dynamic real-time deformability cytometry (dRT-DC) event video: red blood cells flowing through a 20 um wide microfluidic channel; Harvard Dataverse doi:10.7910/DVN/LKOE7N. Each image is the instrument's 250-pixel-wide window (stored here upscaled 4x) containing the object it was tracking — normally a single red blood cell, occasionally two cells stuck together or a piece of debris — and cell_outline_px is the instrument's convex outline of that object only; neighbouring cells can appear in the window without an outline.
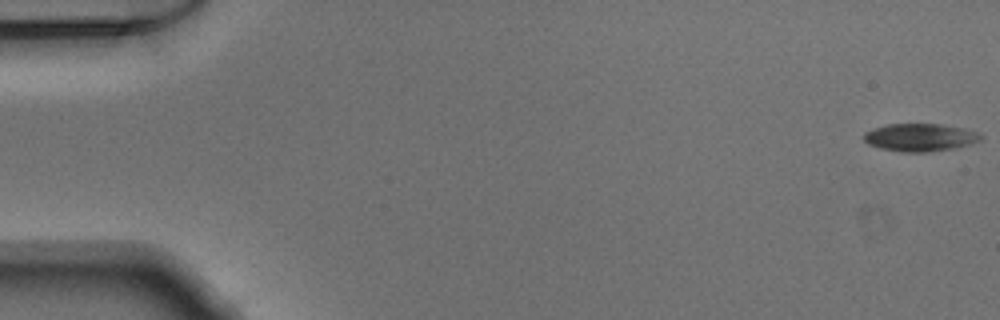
{"species": "Egyptian fruit bat (a non-hibernating species)", "species_latin": "Rousettus aegyptiacus", "temperature_condition": "warm", "stored_images_in_passage": 51, "camera_frame_rate_fps": 3000, "um_per_image_px": 0.085, "animal": {"sex": "male"}, "frame": {"image": 1, "passage_image": 1, "time_ms": 0.0, "image_size_px": [1000, 320], "cell_outline_px": [[984, 136], [980, 140], [972, 144], [956, 148], [928, 152], [900, 152], [880, 148], [868, 144], [864, 140], [864, 132], [872, 128], [888, 124], [940, 124], [964, 128], [980, 132]], "centroid_in_image_um": [78.24, 11.68], "position_along_channel_um": 6.8, "area_um2": 19.19}}
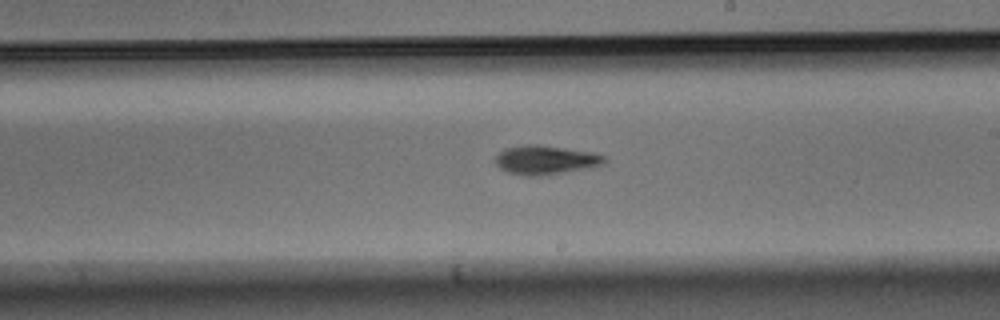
{"frame": {"image": 2, "passage_image": 30, "time_ms": 9.667, "image_size_px": [1000, 320], "cell_outline_px": [[608, 164], [592, 168], [540, 176], [524, 176], [508, 172], [500, 168], [496, 164], [496, 156], [504, 148], [524, 144], [536, 144], [596, 152], [604, 156], [608, 160]], "centroid_in_image_um": [46.45, 13.6], "position_along_channel_um": 242.5, "area_um2": 18.9}}
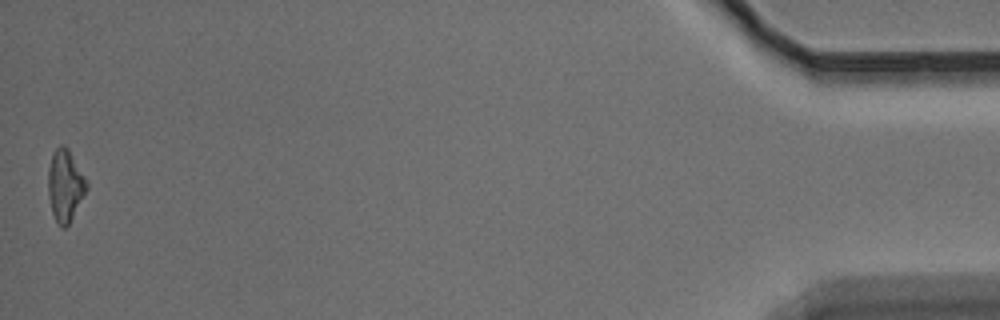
{"frame": {"image": 3, "passage_image": 51, "time_ms": 16.667, "image_size_px": [1000, 320], "cell_outline_px": [[88, 188], [68, 224], [64, 228], [60, 228], [52, 212], [48, 196], [48, 168], [52, 152], [60, 144], [64, 144], [68, 148], [84, 176], [88, 184]], "centroid_in_image_um": [5.52, 15.74], "position_along_channel_um": 429.7, "area_um2": 16.01}}